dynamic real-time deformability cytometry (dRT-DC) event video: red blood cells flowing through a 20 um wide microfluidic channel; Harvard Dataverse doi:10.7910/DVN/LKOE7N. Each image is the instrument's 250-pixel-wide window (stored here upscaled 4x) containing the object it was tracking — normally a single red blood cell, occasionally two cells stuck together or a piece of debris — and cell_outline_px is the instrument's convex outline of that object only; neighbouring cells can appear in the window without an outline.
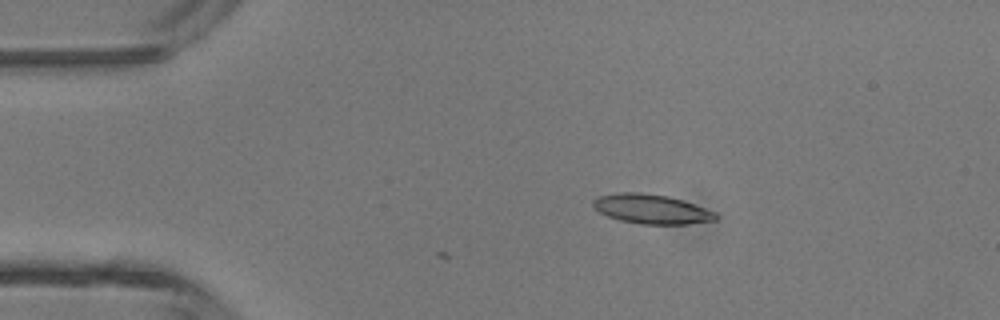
{"species": "common noctule bat (a hibernating species)", "species_latin": "Nyctalus noctula", "temperature_condition": "room temperature", "stored_images_in_passage": 5, "camera_frame_rate_fps": 3000, "um_per_image_px": 0.085, "animal": {"sex": "male", "body_mass_g": 13.3}, "frame": {"image": 1, "passage_image": 3, "time_ms": 0.667, "image_size_px": [1000, 320], "cell_outline_px": [[720, 216], [716, 220], [688, 224], [640, 224], [620, 220], [608, 216], [592, 208], [592, 200], [596, 196], [620, 192], [640, 192], [668, 196], [684, 200], [716, 212]], "centroid_in_image_um": [55.37, 17.76], "position_along_channel_um": 29.6, "area_um2": 21.33}}
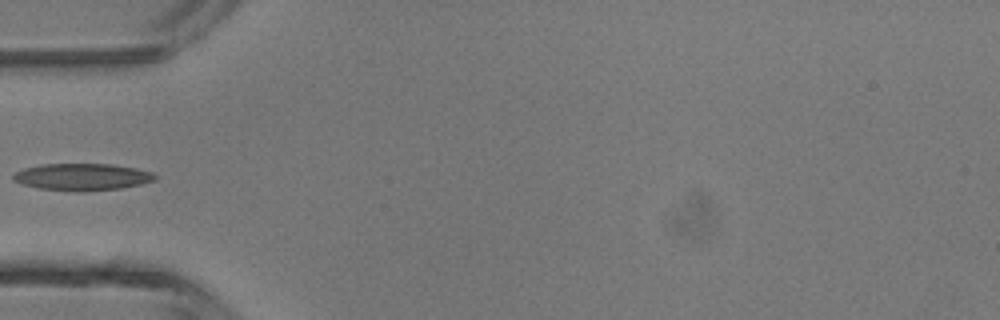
{"frame": {"image": 2, "passage_image": 5, "time_ms": 1.333, "image_size_px": [1000, 320], "cell_outline_px": [[156, 180], [140, 184], [120, 188], [80, 192], [76, 192], [40, 188], [24, 184], [12, 180], [12, 176], [16, 172], [24, 168], [40, 164], [112, 164], [136, 168], [152, 172], [156, 176]], "centroid_in_image_um": [6.99, 15.03], "position_along_channel_um": 78.0, "area_um2": 22.25}}